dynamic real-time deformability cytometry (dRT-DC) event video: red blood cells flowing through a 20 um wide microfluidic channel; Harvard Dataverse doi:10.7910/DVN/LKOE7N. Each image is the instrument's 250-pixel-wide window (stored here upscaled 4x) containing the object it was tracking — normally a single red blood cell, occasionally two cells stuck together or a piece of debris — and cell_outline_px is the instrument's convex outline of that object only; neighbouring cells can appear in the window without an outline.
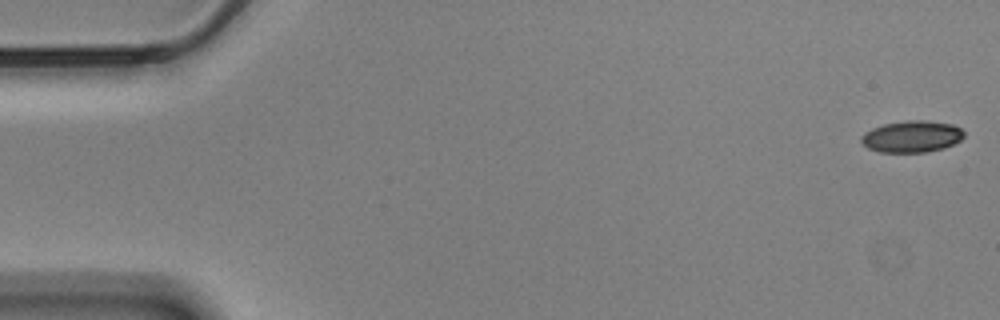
{"species": "Egyptian fruit bat (a non-hibernating species)", "species_latin": "Rousettus aegyptiacus", "temperature_condition": "cold", "stored_images_in_passage": 57, "camera_frame_rate_fps": 3000, "um_per_image_px": 0.085, "animal": {"sex": "male"}, "frame": {"image": 1, "passage_image": 1, "time_ms": 0.0, "image_size_px": [1000, 320], "cell_outline_px": [[964, 136], [960, 140], [944, 148], [928, 152], [880, 152], [868, 148], [860, 140], [860, 136], [864, 132], [872, 128], [884, 124], [904, 120], [924, 120], [952, 124], [960, 128], [964, 132]], "centroid_in_image_um": [77.49, 11.6], "position_along_channel_um": 7.5, "area_um2": 19.02}}
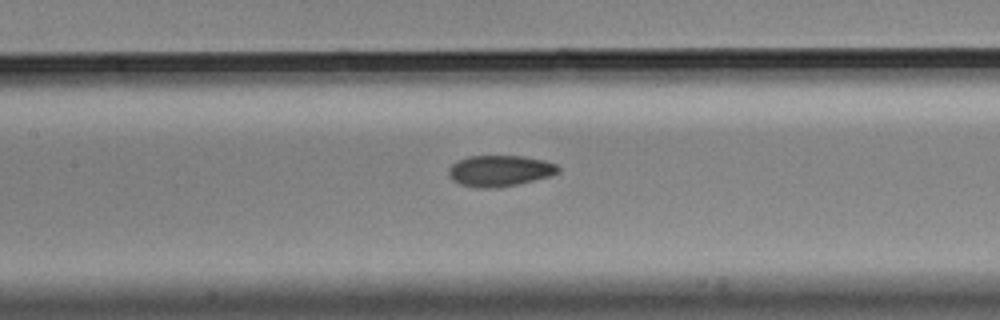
{"frame": {"image": 2, "passage_image": 26, "time_ms": 8.333, "image_size_px": [1000, 320], "cell_outline_px": [[560, 172], [552, 176], [516, 184], [496, 188], [476, 188], [460, 184], [452, 180], [448, 176], [448, 168], [456, 160], [468, 156], [524, 156], [544, 160], [556, 164], [560, 168]], "centroid_in_image_um": [42.47, 14.52], "position_along_channel_um": 164.9, "area_um2": 20.11}}
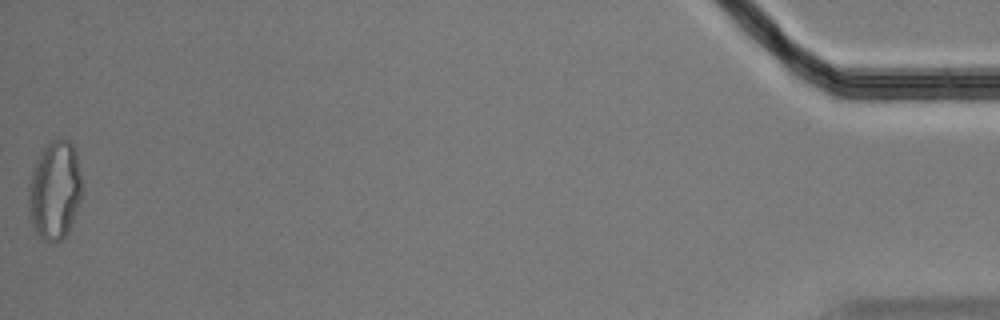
{"frame": {"image": 3, "passage_image": 57, "time_ms": 18.667, "image_size_px": [1000, 320], "cell_outline_px": [[80, 200], [68, 232], [60, 240], [48, 244], [32, 228], [28, 208], [28, 184], [32, 168], [40, 152], [48, 140], [64, 136], [72, 144], [76, 152], [80, 176]], "centroid_in_image_um": [4.61, 16.14], "position_along_channel_um": 430.6, "area_um2": 31.1}, "authors_computed_cell_mechanics": {"area_um2": 20.1144, "velocity_mm_per_s": 3.5097, "shape_relaxation_time_tau1_ms": 10.3956, "shape_relaxation_time_tau2_ms": 3.4092, "deformation_change_tau1": 0.1874, "deformation_change_tau2": 0.0777}}